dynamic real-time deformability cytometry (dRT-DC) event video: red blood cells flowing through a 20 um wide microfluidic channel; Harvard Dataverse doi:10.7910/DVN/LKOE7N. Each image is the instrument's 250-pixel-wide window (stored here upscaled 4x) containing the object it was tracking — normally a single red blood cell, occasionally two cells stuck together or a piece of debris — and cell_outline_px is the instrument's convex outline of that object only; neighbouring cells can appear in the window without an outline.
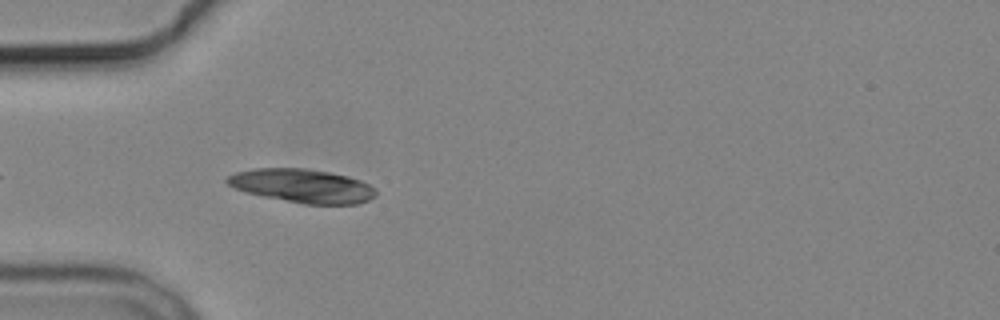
{"species": "common noctule bat (a hibernating species)", "species_latin": "Nyctalus noctula", "temperature_condition": "cold", "stored_images_in_passage": 4, "camera_frame_rate_fps": 3000, "um_per_image_px": 0.085, "animal": {"sex": "male", "body_mass_g": 19.2, "forearm_length_mm": 51.8}, "frame": {"image": 1, "passage_image": 4, "time_ms": 3.667, "image_size_px": [1000, 320], "cell_outline_px": [[376, 196], [368, 200], [356, 204], [304, 204], [244, 192], [228, 184], [224, 180], [228, 176], [236, 172], [256, 168], [304, 168], [328, 172], [348, 176], [360, 180], [376, 188]], "centroid_in_image_um": [25.71, 15.79], "position_along_channel_um": 59.3, "area_um2": 29.07}}